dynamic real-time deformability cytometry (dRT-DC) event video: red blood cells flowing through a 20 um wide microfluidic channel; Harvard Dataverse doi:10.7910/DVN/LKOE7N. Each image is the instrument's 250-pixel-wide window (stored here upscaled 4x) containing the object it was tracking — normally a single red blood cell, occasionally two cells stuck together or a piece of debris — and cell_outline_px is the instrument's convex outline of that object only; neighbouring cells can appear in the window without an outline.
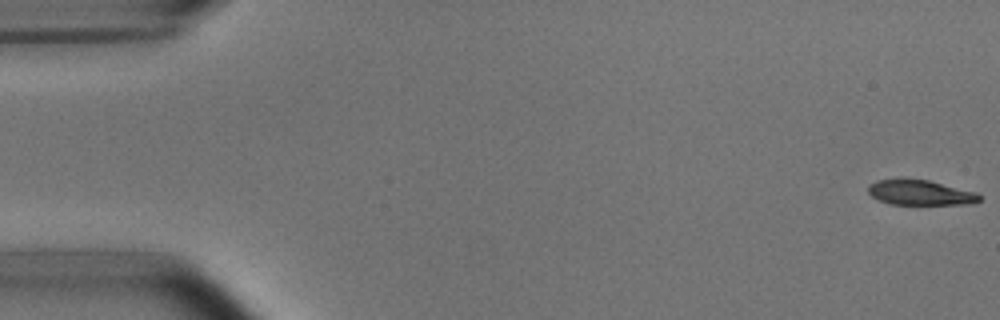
{"species": "common noctule bat (a hibernating species)", "species_latin": "Nyctalus noctula", "temperature_condition": "room temperature", "stored_images_in_passage": 10, "camera_frame_rate_fps": 3000, "um_per_image_px": 0.085, "animal": {"sex": "male", "body_mass_g": 15.6}, "frame": {"image": 1, "passage_image": 1, "time_ms": 0.0, "image_size_px": [1000, 320], "cell_outline_px": [[980, 200], [964, 204], [892, 204], [880, 200], [872, 196], [868, 192], [868, 184], [876, 180], [900, 176], [928, 180], [976, 192], [980, 196]], "centroid_in_image_um": [78.13, 16.32], "position_along_channel_um": 6.9, "area_um2": 16.53}}